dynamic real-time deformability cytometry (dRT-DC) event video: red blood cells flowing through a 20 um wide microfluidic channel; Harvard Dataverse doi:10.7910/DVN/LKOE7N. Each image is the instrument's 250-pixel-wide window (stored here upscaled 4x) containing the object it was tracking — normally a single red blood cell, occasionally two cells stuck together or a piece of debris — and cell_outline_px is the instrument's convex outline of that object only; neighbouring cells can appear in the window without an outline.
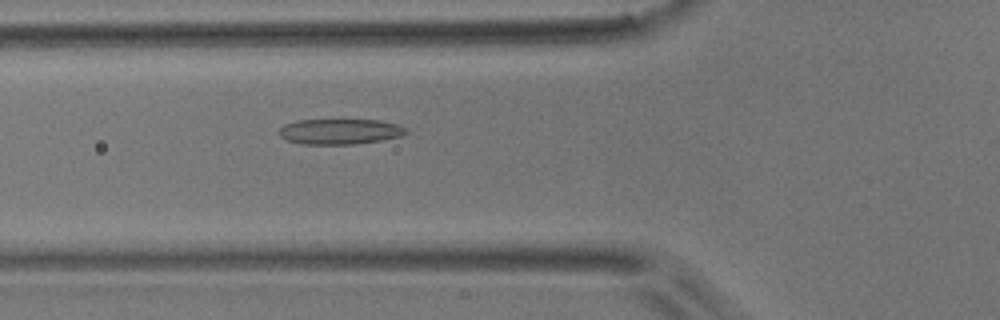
{"species": "common noctule bat (a hibernating species)", "species_latin": "Nyctalus noctula", "temperature_condition": "room temperature", "stored_images_in_passage": 50, "camera_frame_rate_fps": 3000, "um_per_image_px": 0.085, "animal": {"sex": "male", "body_mass_g": 17.9}, "frame": {"image": 1, "passage_image": 19, "time_ms": 6.0, "image_size_px": [1000, 320], "cell_outline_px": [[408, 132], [400, 136], [384, 140], [356, 144], [300, 144], [288, 140], [280, 136], [280, 128], [284, 124], [296, 120], [380, 120], [396, 124], [408, 128]], "centroid_in_image_um": [28.92, 11.18], "position_along_channel_um": 96.9, "area_um2": 18.9}}
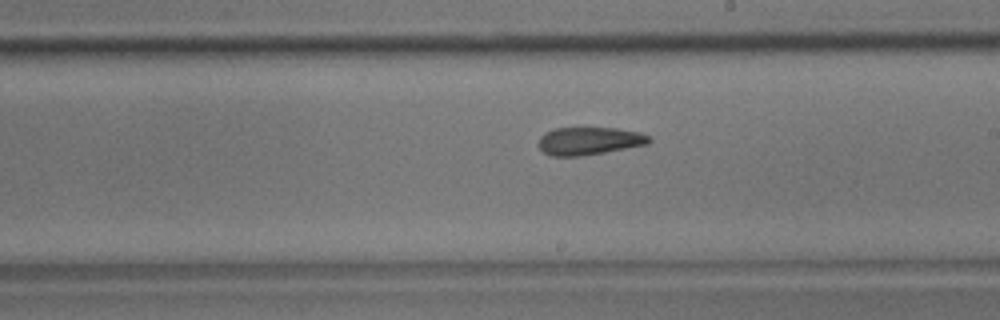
{"frame": {"image": 2, "passage_image": 30, "time_ms": 9.667, "image_size_px": [1000, 320], "cell_outline_px": [[652, 140], [648, 144], [604, 152], [580, 156], [552, 156], [544, 152], [536, 144], [540, 136], [544, 132], [552, 128], [616, 128], [640, 132], [652, 136]], "centroid_in_image_um": [50.07, 11.97], "position_along_channel_um": 238.9, "area_um2": 18.09}}
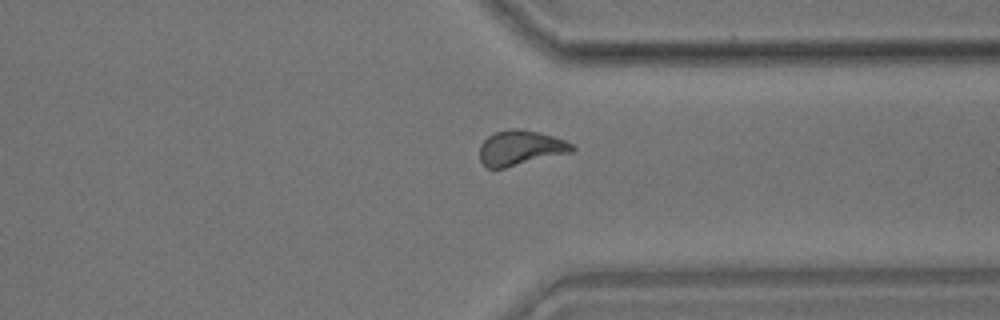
{"frame": {"image": 3, "passage_image": 40, "time_ms": 13.0, "image_size_px": [1000, 320], "cell_outline_px": [[576, 148], [572, 152], [504, 168], [488, 168], [480, 160], [480, 144], [488, 136], [496, 132], [508, 128], [516, 128], [536, 132], [552, 136], [564, 140], [572, 144]], "centroid_in_image_um": [44.22, 12.57], "position_along_channel_um": 367.2, "area_um2": 18.67}}